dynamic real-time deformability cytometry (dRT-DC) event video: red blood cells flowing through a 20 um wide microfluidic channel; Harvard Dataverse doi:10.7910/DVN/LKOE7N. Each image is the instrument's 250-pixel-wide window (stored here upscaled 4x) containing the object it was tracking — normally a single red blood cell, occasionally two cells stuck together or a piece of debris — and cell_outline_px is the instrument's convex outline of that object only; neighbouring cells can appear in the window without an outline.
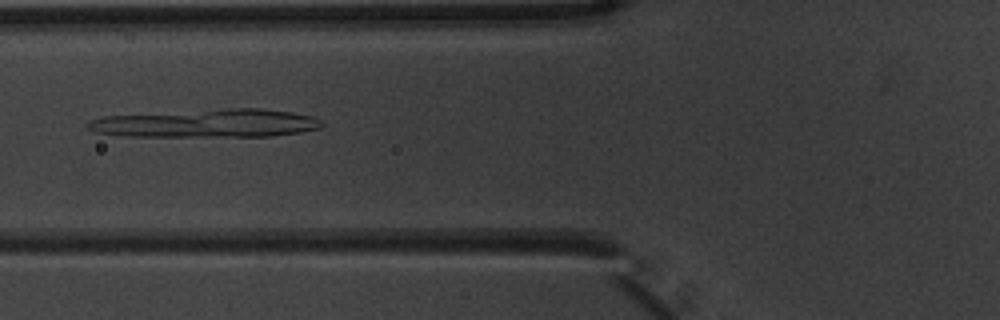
{"species": "common noctule bat (a hibernating species)", "species_latin": "Nyctalus noctula", "temperature_condition": "warm", "stored_images_in_passage": 8, "camera_frame_rate_fps": 3000, "um_per_image_px": 0.085, "animal": {"sex": "male", "body_mass_g": 20.1, "forearm_length_mm": 53.5}, "frame": {"image": 1, "passage_image": 7, "time_ms": 2.0, "image_size_px": [1000, 320], "cell_outline_px": [[324, 124], [320, 128], [300, 132], [272, 136], [128, 136], [92, 132], [84, 124], [88, 120], [104, 116], [228, 108], [260, 108], [288, 112], [312, 116], [320, 120]], "centroid_in_image_um": [17.52, 10.48], "position_along_channel_um": 108.3, "area_um2": 38.44}}